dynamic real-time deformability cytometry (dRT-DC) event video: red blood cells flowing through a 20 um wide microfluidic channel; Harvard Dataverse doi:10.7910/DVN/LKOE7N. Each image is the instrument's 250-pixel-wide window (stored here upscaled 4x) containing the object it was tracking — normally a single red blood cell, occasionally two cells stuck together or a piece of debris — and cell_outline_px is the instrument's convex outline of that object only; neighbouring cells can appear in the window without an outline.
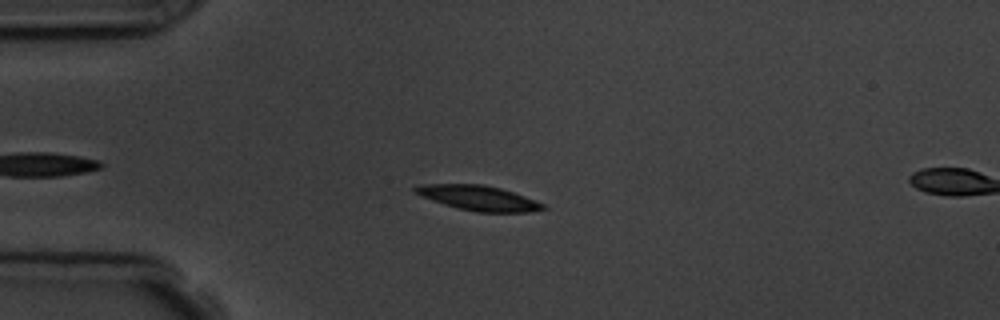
{"species": "common noctule bat (a hibernating species)", "species_latin": "Nyctalus noctula", "temperature_condition": "room temperature", "stored_images_in_passage": 5, "camera_frame_rate_fps": 3000, "um_per_image_px": 0.085, "animal": {"sex": "male", "body_mass_g": 19.5, "forearm_length_mm": 54.6}, "frame": {"image": 1, "passage_image": 4, "time_ms": 3.333, "image_size_px": [1000, 320], "cell_outline_px": [[548, 208], [528, 212], [476, 212], [444, 204], [420, 196], [412, 192], [412, 188], [420, 184], [484, 184], [500, 188], [524, 196], [544, 204]], "centroid_in_image_um": [40.63, 16.82], "position_along_channel_um": 44.4, "area_um2": 18.5}}